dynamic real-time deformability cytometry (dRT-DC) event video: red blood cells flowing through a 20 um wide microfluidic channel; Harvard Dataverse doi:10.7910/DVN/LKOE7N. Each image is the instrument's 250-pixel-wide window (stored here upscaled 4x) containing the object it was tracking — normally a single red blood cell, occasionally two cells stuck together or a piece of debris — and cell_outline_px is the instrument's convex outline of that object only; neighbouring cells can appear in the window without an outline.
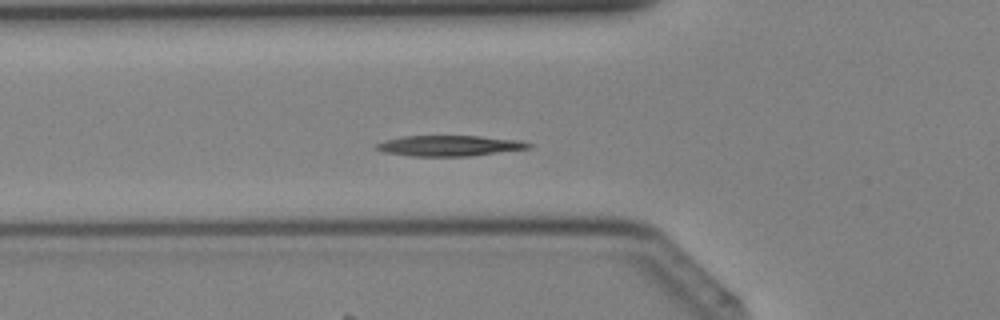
{"species": "Egyptian fruit bat (a non-hibernating species)", "species_latin": "Rousettus aegyptiacus", "temperature_condition": "cold", "stored_images_in_passage": 40, "camera_frame_rate_fps": 3000, "um_per_image_px": 0.085, "animal": {"sex": "female"}, "frame": {"image": 1, "passage_image": 14, "time_ms": 4.333, "image_size_px": [1000, 320], "cell_outline_px": [[532, 148], [468, 156], [408, 156], [384, 152], [376, 148], [376, 144], [384, 140], [404, 136], [480, 136], [520, 140], [532, 144]], "centroid_in_image_um": [38.21, 12.38], "position_along_channel_um": 87.6, "area_um2": 18.26}}
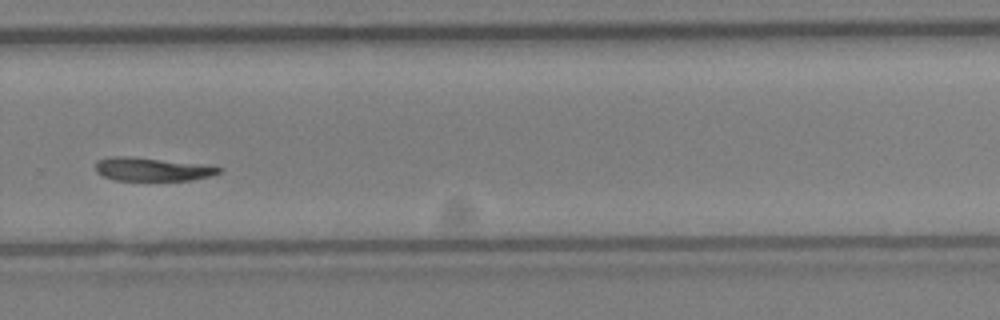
{"frame": {"image": 2, "passage_image": 28, "time_ms": 9.0, "image_size_px": [1000, 320], "cell_outline_px": [[224, 168], [220, 172], [212, 176], [192, 180], [112, 180], [96, 172], [96, 160], [112, 156], [128, 156], [200, 164]], "centroid_in_image_um": [12.92, 14.39], "position_along_channel_um": 316.9, "area_um2": 16.76}}
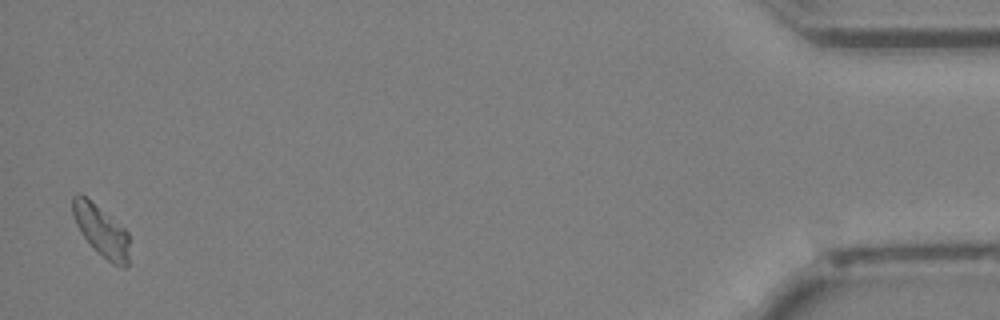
{"frame": {"image": 3, "passage_image": 40, "time_ms": 13.0, "image_size_px": [1000, 320], "cell_outline_px": [[128, 268], [120, 268], [112, 264], [80, 232], [76, 224], [72, 212], [72, 196], [76, 192], [80, 192], [124, 228], [128, 232]], "centroid_in_image_um": [8.6, 19.59], "position_along_channel_um": 426.6, "area_um2": 16.53}}